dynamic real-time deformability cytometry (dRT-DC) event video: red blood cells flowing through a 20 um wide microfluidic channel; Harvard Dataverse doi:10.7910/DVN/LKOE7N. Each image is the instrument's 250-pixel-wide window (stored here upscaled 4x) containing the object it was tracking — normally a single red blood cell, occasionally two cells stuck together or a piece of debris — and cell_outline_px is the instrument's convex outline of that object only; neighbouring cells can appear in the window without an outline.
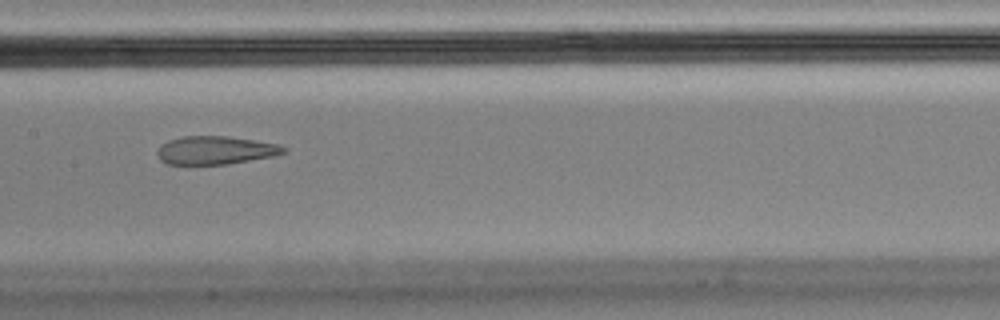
{"species": "Egyptian fruit bat (a non-hibernating species)", "species_latin": "Rousettus aegyptiacus", "temperature_condition": "cold", "stored_images_in_passage": 41, "camera_frame_rate_fps": 3000, "um_per_image_px": 0.085, "animal": {"sex": "male"}, "frame": {"image": 1, "passage_image": 12, "time_ms": 3.667, "image_size_px": [1000, 320], "cell_outline_px": [[288, 152], [276, 156], [228, 164], [168, 164], [160, 160], [156, 152], [160, 144], [168, 140], [184, 136], [224, 136], [280, 144], [288, 148]], "centroid_in_image_um": [18.35, 12.77], "position_along_channel_um": 189.1, "area_um2": 20.98}, "authors_computed_cell_mechanics": {"area_um2": 23.987, "velocity_mm_per_s": 3.4629, "shape_relaxation_time_tau1_ms": null, "shape_relaxation_time_tau2_ms": 1.4626, "deformation_change_tau1": null, "deformation_change_tau2": 0.0961}}